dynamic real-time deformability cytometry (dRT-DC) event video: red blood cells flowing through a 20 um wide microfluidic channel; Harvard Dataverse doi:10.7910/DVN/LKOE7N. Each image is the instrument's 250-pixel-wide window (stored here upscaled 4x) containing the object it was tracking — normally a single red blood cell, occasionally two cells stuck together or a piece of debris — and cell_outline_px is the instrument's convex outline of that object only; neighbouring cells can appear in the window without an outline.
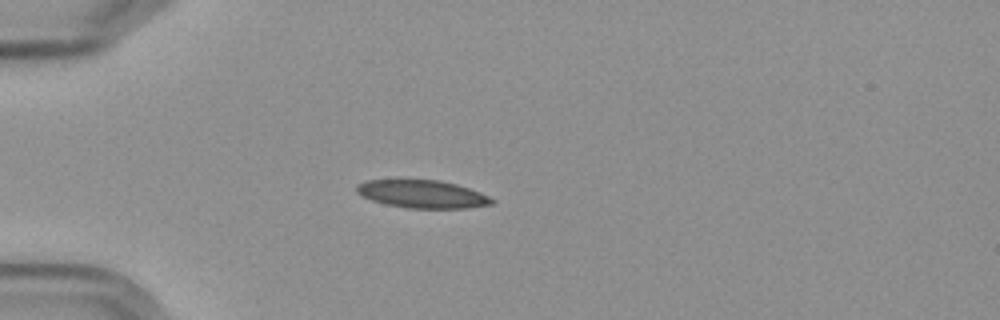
{"species": "Egyptian fruit bat (a non-hibernating species)", "species_latin": "Rousettus aegyptiacus", "temperature_condition": "cold", "stored_images_in_passage": 5, "camera_frame_rate_fps": 3000, "um_per_image_px": 0.085, "frame": {"image": 1, "passage_image": 3, "time_ms": 2.333, "image_size_px": [1000, 320], "cell_outline_px": [[496, 200], [492, 204], [468, 208], [408, 208], [384, 204], [360, 196], [356, 192], [356, 184], [364, 180], [440, 180], [456, 184], [480, 192]], "centroid_in_image_um": [35.86, 16.5], "position_along_channel_um": 49.1, "area_um2": 22.08}}
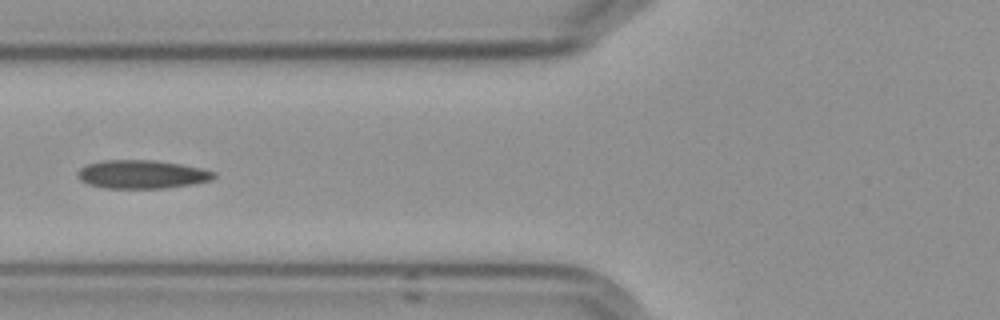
{"frame": {"image": 2, "passage_image": 5, "time_ms": 4.667, "image_size_px": [1000, 320], "cell_outline_px": [[216, 176], [212, 180], [192, 184], [164, 188], [104, 188], [88, 184], [80, 180], [76, 172], [80, 168], [88, 164], [104, 160], [152, 160], [180, 164], [200, 168], [216, 172]], "centroid_in_image_um": [12.05, 14.82], "position_along_channel_um": 113.7, "area_um2": 22.54}}